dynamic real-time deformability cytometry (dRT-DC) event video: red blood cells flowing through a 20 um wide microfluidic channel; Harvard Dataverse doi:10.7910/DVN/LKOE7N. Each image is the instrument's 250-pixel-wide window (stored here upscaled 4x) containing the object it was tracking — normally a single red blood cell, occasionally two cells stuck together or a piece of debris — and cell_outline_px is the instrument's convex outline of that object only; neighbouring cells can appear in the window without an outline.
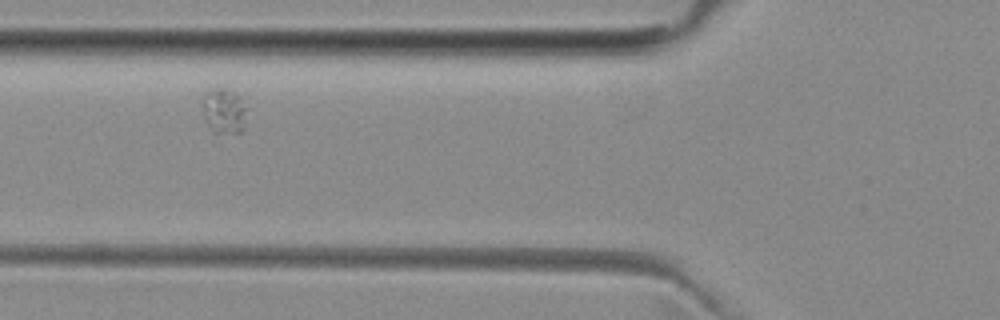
{"species": "common noctule bat (a hibernating species)", "species_latin": "Nyctalus noctula", "temperature_condition": "room temperature", "stored_images_in_passage": 6, "camera_frame_rate_fps": 3000, "um_per_image_px": 0.085, "animal": {"sex": "female", "body_mass_g": 29.2, "forearm_length_mm": 56.3}, "frame": {"image": 1, "passage_image": 6, "time_ms": 6.0, "image_size_px": [1000, 320], "cell_outline_px": [[244, 128], [240, 132], [212, 132], [204, 116], [200, 104], [204, 96], [212, 88], [224, 88], [232, 92], [236, 96], [244, 108]], "centroid_in_image_um": [18.96, 9.44], "position_along_channel_um": 106.8, "area_um2": 11.16}}